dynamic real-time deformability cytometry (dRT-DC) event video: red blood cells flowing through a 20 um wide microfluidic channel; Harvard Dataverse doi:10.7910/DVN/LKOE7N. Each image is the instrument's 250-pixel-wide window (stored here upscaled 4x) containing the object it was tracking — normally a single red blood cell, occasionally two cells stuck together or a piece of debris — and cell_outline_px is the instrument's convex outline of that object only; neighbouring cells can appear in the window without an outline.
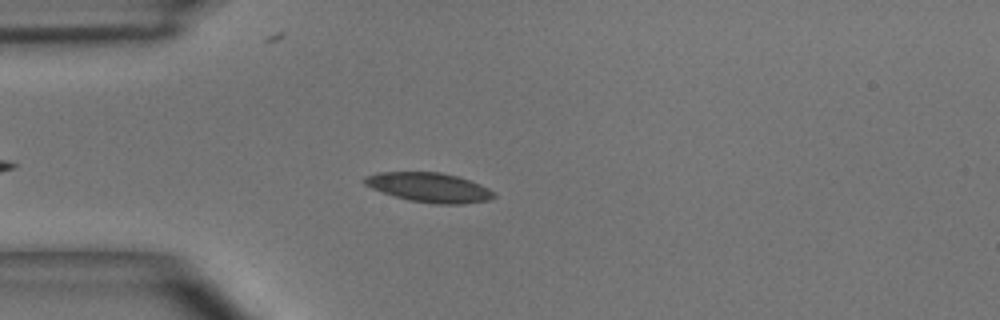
{"species": "common noctule bat (a hibernating species)", "species_latin": "Nyctalus noctula", "temperature_condition": "room temperature", "stored_images_in_passage": 44, "camera_frame_rate_fps": 3000, "um_per_image_px": 0.085, "animal": {"sex": "male", "body_mass_g": 15.6}, "frame": {"image": 1, "passage_image": 7, "time_ms": 2.0, "image_size_px": [1000, 320], "cell_outline_px": [[496, 196], [488, 200], [464, 204], [436, 204], [408, 200], [372, 188], [364, 184], [360, 180], [364, 176], [376, 172], [440, 172], [456, 176], [480, 184], [488, 188]], "centroid_in_image_um": [36.44, 15.92], "position_along_channel_um": 48.6, "area_um2": 22.14}}
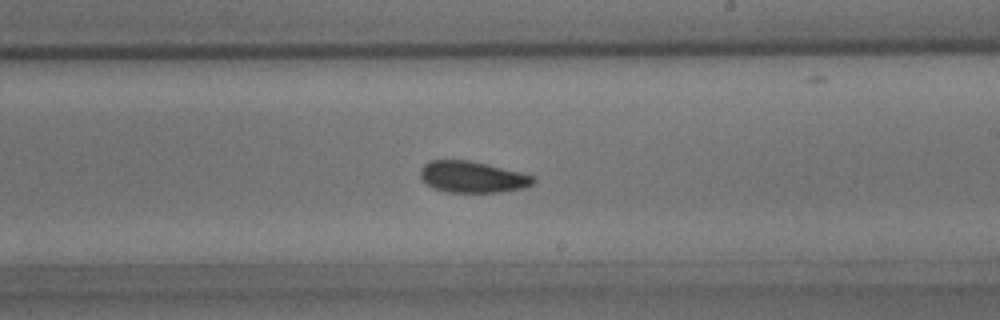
{"frame": {"image": 2, "passage_image": 23, "time_ms": 7.333, "image_size_px": [1000, 320], "cell_outline_px": [[536, 180], [532, 184], [524, 188], [500, 192], [448, 192], [432, 188], [424, 184], [420, 176], [420, 168], [428, 160], [468, 160], [520, 172], [536, 176]], "centroid_in_image_um": [40.12, 15.04], "position_along_channel_um": 248.9, "area_um2": 20.81}}
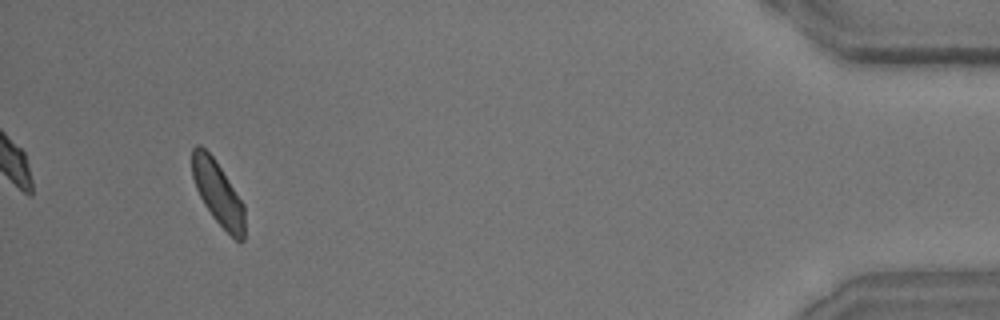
{"frame": {"image": 3, "passage_image": 41, "time_ms": 13.333, "image_size_px": [1000, 320], "cell_outline_px": [[244, 240], [236, 240], [212, 216], [204, 204], [196, 188], [192, 176], [192, 148], [196, 144], [200, 144], [216, 160], [244, 204]], "centroid_in_image_um": [18.51, 16.37], "position_along_channel_um": 416.7, "area_um2": 19.36}, "authors_computed_cell_mechanics": {"area_um2": 20.8369, "velocity_mm_per_s": 3.9702, "shape_relaxation_time_tau1_ms": 3.7796, "shape_relaxation_time_tau2_ms": 2.8703, "deformation_change_tau1": 0.0953, "deformation_change_tau2": 0.0845}}